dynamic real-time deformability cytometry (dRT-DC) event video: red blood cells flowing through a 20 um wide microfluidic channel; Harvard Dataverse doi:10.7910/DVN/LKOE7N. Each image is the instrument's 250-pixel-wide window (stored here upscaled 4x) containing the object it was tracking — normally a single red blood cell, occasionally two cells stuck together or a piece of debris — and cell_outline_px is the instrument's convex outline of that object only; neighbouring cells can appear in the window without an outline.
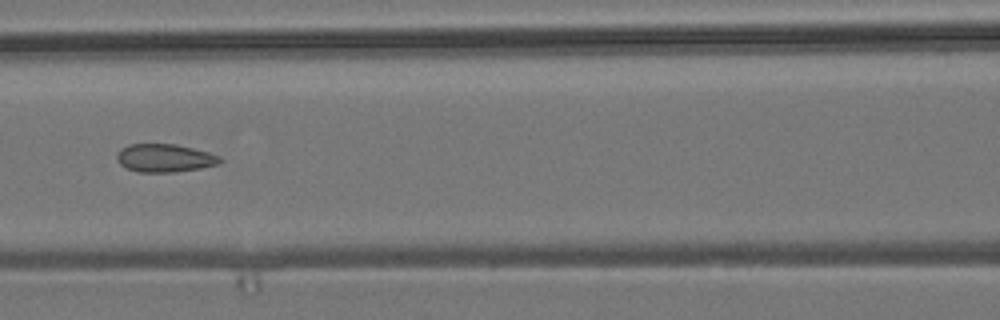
{"species": "common noctule bat (a hibernating species)", "species_latin": "Nyctalus noctula", "temperature_condition": "room temperature", "stored_images_in_passage": 4, "camera_frame_rate_fps": 3000, "um_per_image_px": 0.085, "animal": {"sex": "male", "body_mass_g": 19.2, "forearm_length_mm": 51.8}, "frame": {"image": 1, "passage_image": 4, "time_ms": 3.667, "image_size_px": [1000, 320], "cell_outline_px": [[224, 160], [220, 164], [200, 168], [176, 172], [136, 172], [120, 164], [116, 156], [120, 148], [128, 144], [176, 144], [208, 152], [220, 156]], "centroid_in_image_um": [14.02, 13.43], "position_along_channel_um": 152.6, "area_um2": 16.99}}